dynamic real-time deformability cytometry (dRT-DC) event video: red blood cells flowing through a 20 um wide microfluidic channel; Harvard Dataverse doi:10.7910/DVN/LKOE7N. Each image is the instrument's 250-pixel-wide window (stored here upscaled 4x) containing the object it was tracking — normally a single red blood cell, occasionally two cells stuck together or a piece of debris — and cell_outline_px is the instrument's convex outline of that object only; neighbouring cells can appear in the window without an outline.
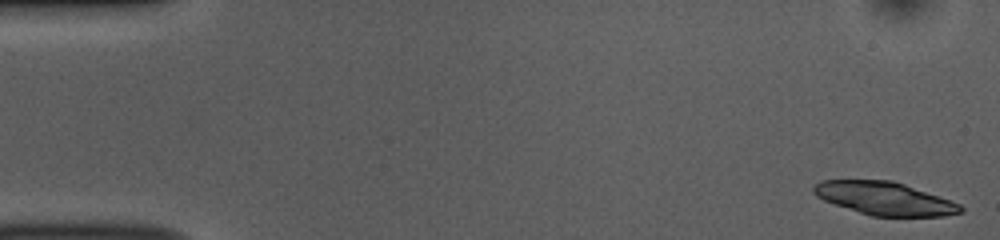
{"species": "common noctule bat (a hibernating species)", "species_latin": "Nyctalus noctula", "temperature_condition": "room temperature", "stored_images_in_passage": 51, "camera_frame_rate_fps": 3000, "um_per_image_px": 0.085, "animal": {"sex": "female", "body_mass_g": 10.0, "forearm_length_mm": 53.1}, "frame": {"image": 1, "passage_image": 1, "time_ms": 0.0, "image_size_px": [1000, 240], "cell_outline_px": [[964, 208], [960, 212], [944, 216], [872, 216], [824, 200], [816, 196], [812, 192], [812, 188], [820, 180], [892, 180], [904, 184], [960, 204]], "centroid_in_image_um": [75.16, 16.86], "position_along_channel_um": 9.8, "area_um2": 27.86}}